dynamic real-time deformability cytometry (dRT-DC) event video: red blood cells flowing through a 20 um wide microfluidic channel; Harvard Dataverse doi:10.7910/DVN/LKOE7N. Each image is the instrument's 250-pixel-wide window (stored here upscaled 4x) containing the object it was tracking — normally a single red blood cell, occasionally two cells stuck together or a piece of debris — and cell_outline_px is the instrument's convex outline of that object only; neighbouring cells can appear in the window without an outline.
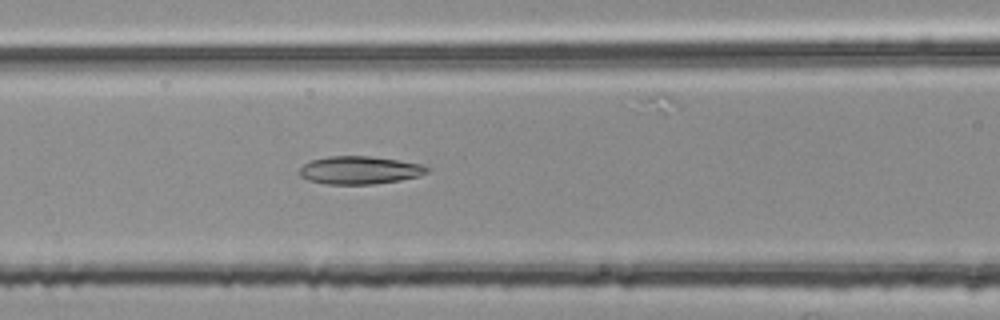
{"species": "common noctule bat (a hibernating species)", "species_latin": "Nyctalus noctula", "temperature_condition": "room temperature", "stored_images_in_passage": 42, "camera_frame_rate_fps": 3000, "um_per_image_px": 0.085, "animal": {"sex": "female", "body_mass_g": 25.1}, "frame": {"image": 1, "passage_image": 11, "time_ms": 3.333, "image_size_px": [1000, 320], "cell_outline_px": [[428, 172], [420, 176], [400, 180], [372, 184], [324, 184], [308, 180], [300, 176], [300, 168], [304, 164], [312, 160], [328, 156], [368, 156], [396, 160], [420, 164], [428, 168]], "centroid_in_image_um": [30.54, 14.47], "position_along_channel_um": 136.1, "area_um2": 20.58}}
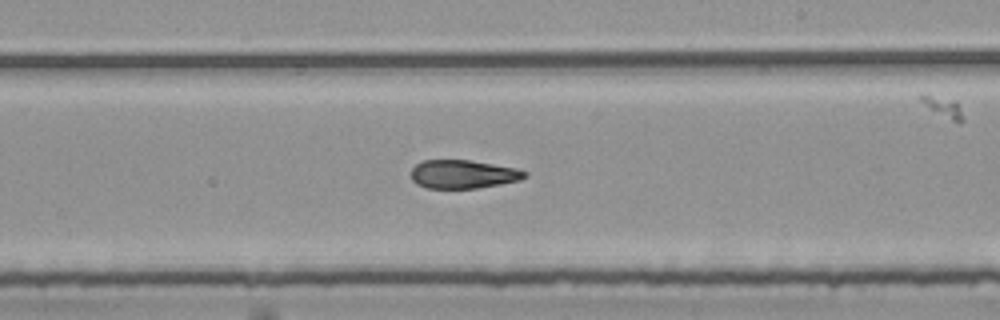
{"frame": {"image": 2, "passage_image": 20, "time_ms": 6.333, "image_size_px": [1000, 320], "cell_outline_px": [[528, 176], [520, 180], [500, 184], [476, 188], [428, 188], [416, 184], [412, 180], [412, 168], [420, 160], [472, 160], [516, 168], [528, 172]], "centroid_in_image_um": [39.37, 14.8], "position_along_channel_um": 249.6, "area_um2": 18.96}}
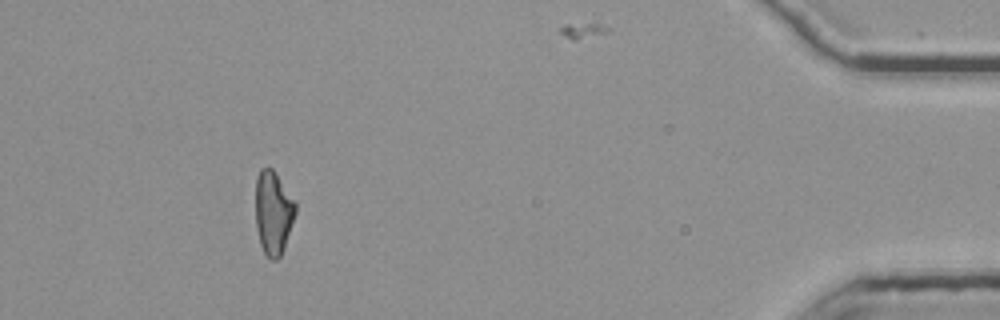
{"frame": {"image": 3, "passage_image": 38, "time_ms": 12.333, "image_size_px": [1000, 320], "cell_outline_px": [[296, 212], [284, 248], [280, 256], [276, 260], [272, 260], [264, 252], [260, 244], [256, 228], [256, 176], [260, 168], [272, 168], [296, 204]], "centroid_in_image_um": [23.21, 18.08], "position_along_channel_um": 412.0, "area_um2": 19.19}, "authors_computed_cell_mechanics": {"area_um2": 19.8543, "velocity_mm_per_s": 3.8036, "shape_relaxation_time_tau1_ms": null, "shape_relaxation_time_tau2_ms": 2.0368, "deformation_change_tau1": null, "deformation_change_tau2": 0.1003}}